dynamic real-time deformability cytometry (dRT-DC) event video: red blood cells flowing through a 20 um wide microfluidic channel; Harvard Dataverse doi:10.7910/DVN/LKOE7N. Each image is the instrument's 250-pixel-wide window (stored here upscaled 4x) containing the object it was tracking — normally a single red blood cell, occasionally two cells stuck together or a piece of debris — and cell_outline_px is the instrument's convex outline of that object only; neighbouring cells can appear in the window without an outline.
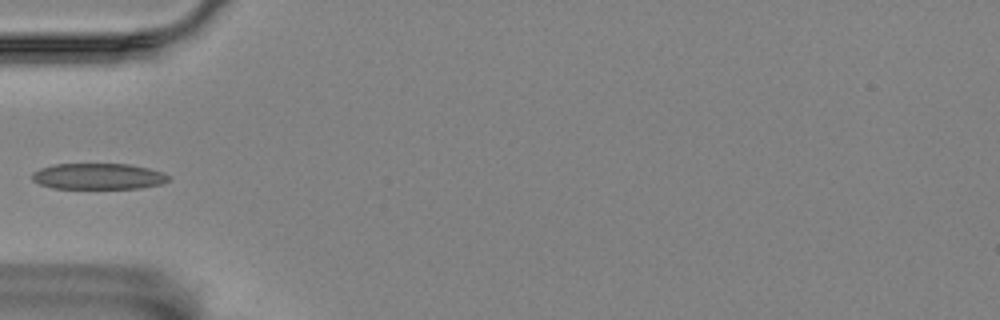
{"species": "Egyptian fruit bat (a non-hibernating species)", "species_latin": "Rousettus aegyptiacus", "temperature_condition": "room temperature", "stored_images_in_passage": 8, "camera_frame_rate_fps": 3000, "um_per_image_px": 0.085, "animal": {"sex": "female"}, "frame": {"image": 1, "passage_image": 4, "time_ms": 4.333, "image_size_px": [1000, 320], "cell_outline_px": [[168, 180], [160, 184], [140, 188], [52, 188], [40, 184], [32, 180], [32, 172], [40, 168], [56, 164], [128, 164], [148, 168], [164, 172], [168, 176]], "centroid_in_image_um": [8.33, 14.98], "position_along_channel_um": 76.7, "area_um2": 20.58}}
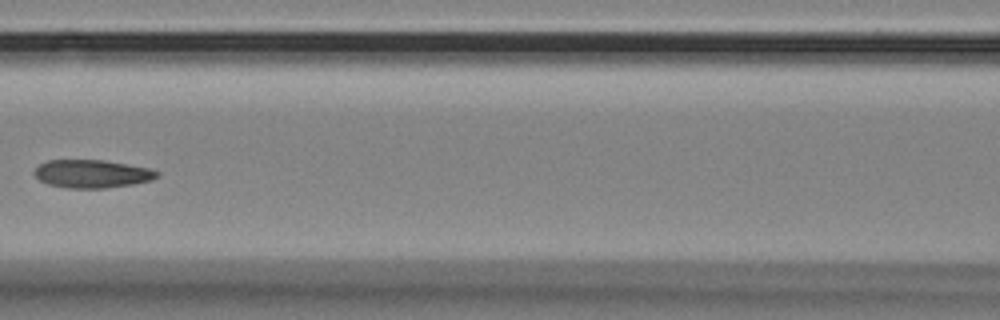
{"frame": {"image": 2, "passage_image": 6, "time_ms": 6.667, "image_size_px": [1000, 320], "cell_outline_px": [[160, 172], [152, 180], [132, 184], [104, 188], [68, 188], [48, 184], [40, 180], [32, 172], [40, 164], [48, 160], [104, 160], [148, 168]], "centroid_in_image_um": [7.79, 14.77], "position_along_channel_um": 158.8, "area_um2": 19.88}}
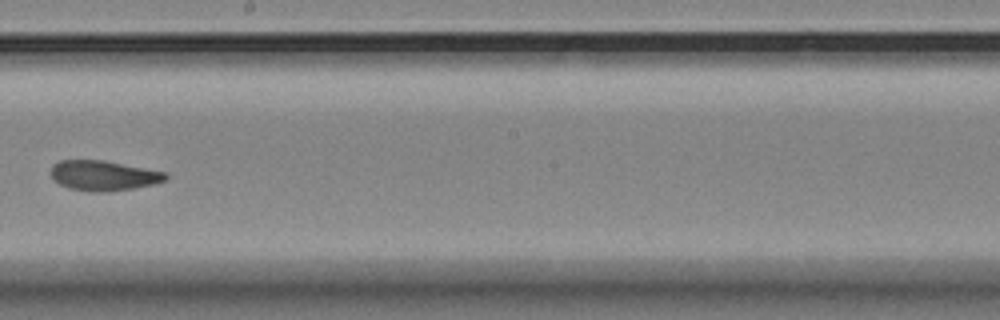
{"frame": {"image": 3, "passage_image": 8, "time_ms": 9.0, "image_size_px": [1000, 320], "cell_outline_px": [[168, 176], [164, 180], [152, 184], [132, 188], [104, 192], [88, 192], [68, 188], [60, 184], [52, 176], [52, 164], [60, 160], [104, 160], [168, 172]], "centroid_in_image_um": [8.8, 14.91], "position_along_channel_um": 239.4, "area_um2": 20.06}}